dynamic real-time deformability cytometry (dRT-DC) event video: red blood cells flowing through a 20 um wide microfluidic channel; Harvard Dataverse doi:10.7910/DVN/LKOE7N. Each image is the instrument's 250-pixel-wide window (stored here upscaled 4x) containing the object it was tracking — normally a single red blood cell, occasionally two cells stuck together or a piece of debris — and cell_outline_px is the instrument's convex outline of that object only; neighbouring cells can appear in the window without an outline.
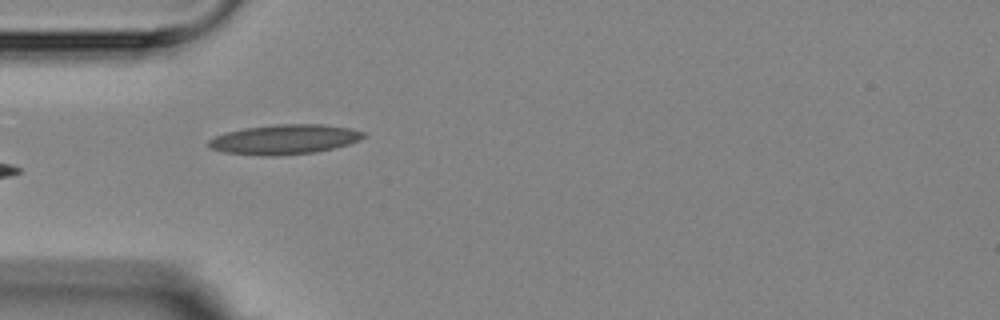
{"species": "Egyptian fruit bat (a non-hibernating species)", "species_latin": "Rousettus aegyptiacus", "temperature_condition": "room temperature", "stored_images_in_passage": 4, "camera_frame_rate_fps": 3000, "um_per_image_px": 0.085, "animal": {"sex": "female"}, "frame": {"image": 1, "passage_image": 3, "time_ms": 3.333, "image_size_px": [1000, 320], "cell_outline_px": [[368, 136], [360, 140], [348, 144], [332, 148], [312, 152], [276, 156], [268, 156], [224, 152], [212, 148], [208, 144], [208, 140], [216, 136], [228, 132], [244, 128], [276, 124], [324, 124], [348, 128], [364, 132]], "centroid_in_image_um": [24.21, 11.84], "position_along_channel_um": 60.8, "area_um2": 26.59}}
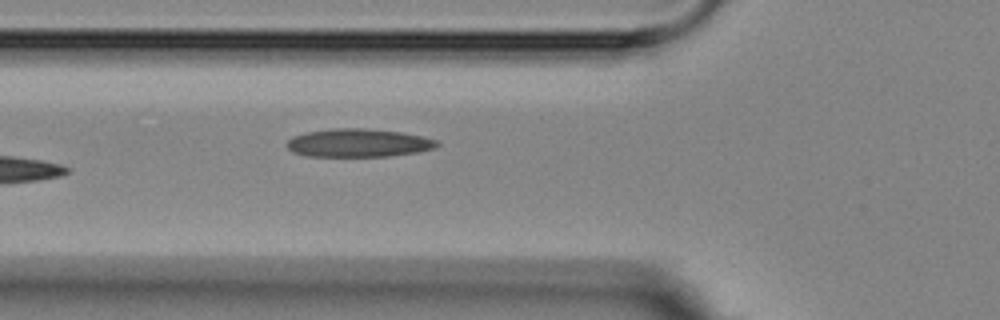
{"frame": {"image": 2, "passage_image": 4, "time_ms": 4.333, "image_size_px": [1000, 320], "cell_outline_px": [[440, 144], [436, 148], [416, 152], [388, 156], [308, 156], [292, 152], [284, 144], [292, 136], [304, 132], [332, 128], [364, 128], [400, 132], [424, 136], [440, 140]], "centroid_in_image_um": [30.46, 12.14], "position_along_channel_um": 95.3, "area_um2": 24.97}}